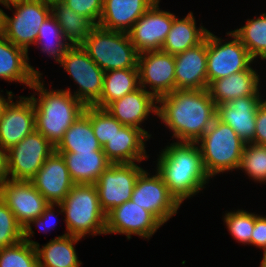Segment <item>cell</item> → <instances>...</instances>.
Segmentation results:
<instances>
[{"label": "cell", "instance_id": "29", "mask_svg": "<svg viewBox=\"0 0 266 267\" xmlns=\"http://www.w3.org/2000/svg\"><path fill=\"white\" fill-rule=\"evenodd\" d=\"M103 150L90 121V106H86L74 123L66 130L63 139L55 147L56 152H94Z\"/></svg>", "mask_w": 266, "mask_h": 267}, {"label": "cell", "instance_id": "27", "mask_svg": "<svg viewBox=\"0 0 266 267\" xmlns=\"http://www.w3.org/2000/svg\"><path fill=\"white\" fill-rule=\"evenodd\" d=\"M81 239L83 238L64 233L46 244L40 245L38 242L35 247L39 267H83L75 246Z\"/></svg>", "mask_w": 266, "mask_h": 267}, {"label": "cell", "instance_id": "45", "mask_svg": "<svg viewBox=\"0 0 266 267\" xmlns=\"http://www.w3.org/2000/svg\"><path fill=\"white\" fill-rule=\"evenodd\" d=\"M22 1H25V0H0V4L3 7H8L10 5H13L15 3H19V2H22Z\"/></svg>", "mask_w": 266, "mask_h": 267}, {"label": "cell", "instance_id": "35", "mask_svg": "<svg viewBox=\"0 0 266 267\" xmlns=\"http://www.w3.org/2000/svg\"><path fill=\"white\" fill-rule=\"evenodd\" d=\"M240 170L252 182L266 185V146L246 143L238 168Z\"/></svg>", "mask_w": 266, "mask_h": 267}, {"label": "cell", "instance_id": "1", "mask_svg": "<svg viewBox=\"0 0 266 267\" xmlns=\"http://www.w3.org/2000/svg\"><path fill=\"white\" fill-rule=\"evenodd\" d=\"M156 118L170 132L173 142L196 143L216 118V104L208 89H175L158 99Z\"/></svg>", "mask_w": 266, "mask_h": 267}, {"label": "cell", "instance_id": "17", "mask_svg": "<svg viewBox=\"0 0 266 267\" xmlns=\"http://www.w3.org/2000/svg\"><path fill=\"white\" fill-rule=\"evenodd\" d=\"M0 198L13 212L16 221L24 229L39 217L49 205L31 181L5 179L0 184Z\"/></svg>", "mask_w": 266, "mask_h": 267}, {"label": "cell", "instance_id": "14", "mask_svg": "<svg viewBox=\"0 0 266 267\" xmlns=\"http://www.w3.org/2000/svg\"><path fill=\"white\" fill-rule=\"evenodd\" d=\"M14 95L3 104L0 112V145L6 151L36 130L32 99L30 96Z\"/></svg>", "mask_w": 266, "mask_h": 267}, {"label": "cell", "instance_id": "9", "mask_svg": "<svg viewBox=\"0 0 266 267\" xmlns=\"http://www.w3.org/2000/svg\"><path fill=\"white\" fill-rule=\"evenodd\" d=\"M12 11L2 13V35L18 47L29 52L35 45L39 28L51 15V7L41 0H25L5 7Z\"/></svg>", "mask_w": 266, "mask_h": 267}, {"label": "cell", "instance_id": "24", "mask_svg": "<svg viewBox=\"0 0 266 267\" xmlns=\"http://www.w3.org/2000/svg\"><path fill=\"white\" fill-rule=\"evenodd\" d=\"M30 63L29 53L0 34V80L29 87L37 77H43Z\"/></svg>", "mask_w": 266, "mask_h": 267}, {"label": "cell", "instance_id": "4", "mask_svg": "<svg viewBox=\"0 0 266 267\" xmlns=\"http://www.w3.org/2000/svg\"><path fill=\"white\" fill-rule=\"evenodd\" d=\"M63 211L65 233L80 238L105 234L106 214L93 184H74L59 204Z\"/></svg>", "mask_w": 266, "mask_h": 267}, {"label": "cell", "instance_id": "26", "mask_svg": "<svg viewBox=\"0 0 266 267\" xmlns=\"http://www.w3.org/2000/svg\"><path fill=\"white\" fill-rule=\"evenodd\" d=\"M193 14L192 11H189L186 16L178 18L179 16L173 13V23L161 51L176 55L199 45L205 40L210 30L204 27L202 21L197 26Z\"/></svg>", "mask_w": 266, "mask_h": 267}, {"label": "cell", "instance_id": "38", "mask_svg": "<svg viewBox=\"0 0 266 267\" xmlns=\"http://www.w3.org/2000/svg\"><path fill=\"white\" fill-rule=\"evenodd\" d=\"M23 240V228L18 224L13 212L0 198V250Z\"/></svg>", "mask_w": 266, "mask_h": 267}, {"label": "cell", "instance_id": "16", "mask_svg": "<svg viewBox=\"0 0 266 267\" xmlns=\"http://www.w3.org/2000/svg\"><path fill=\"white\" fill-rule=\"evenodd\" d=\"M157 0L132 26L128 32L138 53L161 51L173 23V12L160 8Z\"/></svg>", "mask_w": 266, "mask_h": 267}, {"label": "cell", "instance_id": "44", "mask_svg": "<svg viewBox=\"0 0 266 267\" xmlns=\"http://www.w3.org/2000/svg\"><path fill=\"white\" fill-rule=\"evenodd\" d=\"M6 91L5 95H4V92ZM0 90V112H1V109L3 107V104L8 100V98L13 94V92L10 90ZM3 94H2V93Z\"/></svg>", "mask_w": 266, "mask_h": 267}, {"label": "cell", "instance_id": "15", "mask_svg": "<svg viewBox=\"0 0 266 267\" xmlns=\"http://www.w3.org/2000/svg\"><path fill=\"white\" fill-rule=\"evenodd\" d=\"M139 86L157 100L175 90V56L163 51H147L138 56Z\"/></svg>", "mask_w": 266, "mask_h": 267}, {"label": "cell", "instance_id": "20", "mask_svg": "<svg viewBox=\"0 0 266 267\" xmlns=\"http://www.w3.org/2000/svg\"><path fill=\"white\" fill-rule=\"evenodd\" d=\"M259 71V72H258ZM262 71L252 65L249 69L212 81L208 85L210 97L216 105L225 104L239 97L266 95ZM263 87V88H262ZM264 92V93H262Z\"/></svg>", "mask_w": 266, "mask_h": 267}, {"label": "cell", "instance_id": "12", "mask_svg": "<svg viewBox=\"0 0 266 267\" xmlns=\"http://www.w3.org/2000/svg\"><path fill=\"white\" fill-rule=\"evenodd\" d=\"M142 163L110 164L94 184L101 208L107 214L131 200L138 175L145 169Z\"/></svg>", "mask_w": 266, "mask_h": 267}, {"label": "cell", "instance_id": "37", "mask_svg": "<svg viewBox=\"0 0 266 267\" xmlns=\"http://www.w3.org/2000/svg\"><path fill=\"white\" fill-rule=\"evenodd\" d=\"M90 121L93 132L103 147L124 125L106 109L90 106Z\"/></svg>", "mask_w": 266, "mask_h": 267}, {"label": "cell", "instance_id": "8", "mask_svg": "<svg viewBox=\"0 0 266 267\" xmlns=\"http://www.w3.org/2000/svg\"><path fill=\"white\" fill-rule=\"evenodd\" d=\"M225 35L227 38L223 39L211 31L207 34L208 85L214 80L245 71L257 63L231 30Z\"/></svg>", "mask_w": 266, "mask_h": 267}, {"label": "cell", "instance_id": "11", "mask_svg": "<svg viewBox=\"0 0 266 267\" xmlns=\"http://www.w3.org/2000/svg\"><path fill=\"white\" fill-rule=\"evenodd\" d=\"M153 170L151 173L145 168L138 175L131 200L151 212L164 225L178 214L182 206L169 192L161 176Z\"/></svg>", "mask_w": 266, "mask_h": 267}, {"label": "cell", "instance_id": "34", "mask_svg": "<svg viewBox=\"0 0 266 267\" xmlns=\"http://www.w3.org/2000/svg\"><path fill=\"white\" fill-rule=\"evenodd\" d=\"M223 225L229 235L241 245L251 246V234L255 226V212L246 209L225 211L222 214Z\"/></svg>", "mask_w": 266, "mask_h": 267}, {"label": "cell", "instance_id": "41", "mask_svg": "<svg viewBox=\"0 0 266 267\" xmlns=\"http://www.w3.org/2000/svg\"><path fill=\"white\" fill-rule=\"evenodd\" d=\"M251 246L261 249L262 253L266 252V215L255 212V226L251 234Z\"/></svg>", "mask_w": 266, "mask_h": 267}, {"label": "cell", "instance_id": "22", "mask_svg": "<svg viewBox=\"0 0 266 267\" xmlns=\"http://www.w3.org/2000/svg\"><path fill=\"white\" fill-rule=\"evenodd\" d=\"M175 56V89L202 90L208 88L207 36L199 45Z\"/></svg>", "mask_w": 266, "mask_h": 267}, {"label": "cell", "instance_id": "43", "mask_svg": "<svg viewBox=\"0 0 266 267\" xmlns=\"http://www.w3.org/2000/svg\"><path fill=\"white\" fill-rule=\"evenodd\" d=\"M7 178V151L0 145V184Z\"/></svg>", "mask_w": 266, "mask_h": 267}, {"label": "cell", "instance_id": "19", "mask_svg": "<svg viewBox=\"0 0 266 267\" xmlns=\"http://www.w3.org/2000/svg\"><path fill=\"white\" fill-rule=\"evenodd\" d=\"M31 182L49 204H60L74 186L64 158L56 151L46 159Z\"/></svg>", "mask_w": 266, "mask_h": 267}, {"label": "cell", "instance_id": "40", "mask_svg": "<svg viewBox=\"0 0 266 267\" xmlns=\"http://www.w3.org/2000/svg\"><path fill=\"white\" fill-rule=\"evenodd\" d=\"M63 3L98 25L103 11V0H64Z\"/></svg>", "mask_w": 266, "mask_h": 267}, {"label": "cell", "instance_id": "13", "mask_svg": "<svg viewBox=\"0 0 266 267\" xmlns=\"http://www.w3.org/2000/svg\"><path fill=\"white\" fill-rule=\"evenodd\" d=\"M163 226L151 212L129 200L106 214L105 234L125 235L127 240L138 236L149 241Z\"/></svg>", "mask_w": 266, "mask_h": 267}, {"label": "cell", "instance_id": "48", "mask_svg": "<svg viewBox=\"0 0 266 267\" xmlns=\"http://www.w3.org/2000/svg\"><path fill=\"white\" fill-rule=\"evenodd\" d=\"M2 13L3 9L0 7V34L2 33Z\"/></svg>", "mask_w": 266, "mask_h": 267}, {"label": "cell", "instance_id": "18", "mask_svg": "<svg viewBox=\"0 0 266 267\" xmlns=\"http://www.w3.org/2000/svg\"><path fill=\"white\" fill-rule=\"evenodd\" d=\"M105 109L124 126L136 127L153 138L143 126L150 116H157L158 100L142 87L111 102Z\"/></svg>", "mask_w": 266, "mask_h": 267}, {"label": "cell", "instance_id": "32", "mask_svg": "<svg viewBox=\"0 0 266 267\" xmlns=\"http://www.w3.org/2000/svg\"><path fill=\"white\" fill-rule=\"evenodd\" d=\"M246 19L245 24L232 32L240 39L251 57L266 63V12Z\"/></svg>", "mask_w": 266, "mask_h": 267}, {"label": "cell", "instance_id": "2", "mask_svg": "<svg viewBox=\"0 0 266 267\" xmlns=\"http://www.w3.org/2000/svg\"><path fill=\"white\" fill-rule=\"evenodd\" d=\"M168 144V145H167ZM158 152L153 166L167 185L169 192L182 205L205 188L211 178L206 173L197 143L171 142Z\"/></svg>", "mask_w": 266, "mask_h": 267}, {"label": "cell", "instance_id": "21", "mask_svg": "<svg viewBox=\"0 0 266 267\" xmlns=\"http://www.w3.org/2000/svg\"><path fill=\"white\" fill-rule=\"evenodd\" d=\"M264 98L265 95L244 96L216 105V118L229 125L245 143H254L256 111Z\"/></svg>", "mask_w": 266, "mask_h": 267}, {"label": "cell", "instance_id": "25", "mask_svg": "<svg viewBox=\"0 0 266 267\" xmlns=\"http://www.w3.org/2000/svg\"><path fill=\"white\" fill-rule=\"evenodd\" d=\"M157 0H103L98 26L106 30L128 33L133 24Z\"/></svg>", "mask_w": 266, "mask_h": 267}, {"label": "cell", "instance_id": "5", "mask_svg": "<svg viewBox=\"0 0 266 267\" xmlns=\"http://www.w3.org/2000/svg\"><path fill=\"white\" fill-rule=\"evenodd\" d=\"M199 145L206 173L214 180L223 173L238 171L246 143L227 124L217 118L196 142Z\"/></svg>", "mask_w": 266, "mask_h": 267}, {"label": "cell", "instance_id": "42", "mask_svg": "<svg viewBox=\"0 0 266 267\" xmlns=\"http://www.w3.org/2000/svg\"><path fill=\"white\" fill-rule=\"evenodd\" d=\"M254 144L266 146V98L256 111Z\"/></svg>", "mask_w": 266, "mask_h": 267}, {"label": "cell", "instance_id": "3", "mask_svg": "<svg viewBox=\"0 0 266 267\" xmlns=\"http://www.w3.org/2000/svg\"><path fill=\"white\" fill-rule=\"evenodd\" d=\"M44 82L43 77H37L29 88L34 92L29 95L34 104L36 131L56 147L86 106L69 91Z\"/></svg>", "mask_w": 266, "mask_h": 267}, {"label": "cell", "instance_id": "33", "mask_svg": "<svg viewBox=\"0 0 266 267\" xmlns=\"http://www.w3.org/2000/svg\"><path fill=\"white\" fill-rule=\"evenodd\" d=\"M34 46L58 64L61 62V58L66 50L70 47L60 25L52 15L40 26Z\"/></svg>", "mask_w": 266, "mask_h": 267}, {"label": "cell", "instance_id": "30", "mask_svg": "<svg viewBox=\"0 0 266 267\" xmlns=\"http://www.w3.org/2000/svg\"><path fill=\"white\" fill-rule=\"evenodd\" d=\"M139 87L138 68L106 71L102 95L93 106L105 109L111 102L134 92Z\"/></svg>", "mask_w": 266, "mask_h": 267}, {"label": "cell", "instance_id": "7", "mask_svg": "<svg viewBox=\"0 0 266 267\" xmlns=\"http://www.w3.org/2000/svg\"><path fill=\"white\" fill-rule=\"evenodd\" d=\"M59 66L76 85L63 88L85 106H93L102 95L104 71L89 57L82 46H70L61 58ZM76 89V90H75Z\"/></svg>", "mask_w": 266, "mask_h": 267}, {"label": "cell", "instance_id": "36", "mask_svg": "<svg viewBox=\"0 0 266 267\" xmlns=\"http://www.w3.org/2000/svg\"><path fill=\"white\" fill-rule=\"evenodd\" d=\"M0 267H39L36 247L22 240L1 249Z\"/></svg>", "mask_w": 266, "mask_h": 267}, {"label": "cell", "instance_id": "28", "mask_svg": "<svg viewBox=\"0 0 266 267\" xmlns=\"http://www.w3.org/2000/svg\"><path fill=\"white\" fill-rule=\"evenodd\" d=\"M62 155L74 184H95L111 164L103 150L94 152H57Z\"/></svg>", "mask_w": 266, "mask_h": 267}, {"label": "cell", "instance_id": "46", "mask_svg": "<svg viewBox=\"0 0 266 267\" xmlns=\"http://www.w3.org/2000/svg\"><path fill=\"white\" fill-rule=\"evenodd\" d=\"M45 5L52 7L56 4L64 2V0H41Z\"/></svg>", "mask_w": 266, "mask_h": 267}, {"label": "cell", "instance_id": "39", "mask_svg": "<svg viewBox=\"0 0 266 267\" xmlns=\"http://www.w3.org/2000/svg\"><path fill=\"white\" fill-rule=\"evenodd\" d=\"M59 214L63 215L61 206L59 204H49L39 217L33 219L23 229V240L35 246L38 242L32 239L35 236V232L33 230L34 226H36L40 232L47 235L46 233L49 231L51 232V230L57 229L56 224L58 222Z\"/></svg>", "mask_w": 266, "mask_h": 267}, {"label": "cell", "instance_id": "23", "mask_svg": "<svg viewBox=\"0 0 266 267\" xmlns=\"http://www.w3.org/2000/svg\"><path fill=\"white\" fill-rule=\"evenodd\" d=\"M149 140L151 139L142 130L123 126L102 149L111 164L143 163L150 161V155L146 150Z\"/></svg>", "mask_w": 266, "mask_h": 267}, {"label": "cell", "instance_id": "31", "mask_svg": "<svg viewBox=\"0 0 266 267\" xmlns=\"http://www.w3.org/2000/svg\"><path fill=\"white\" fill-rule=\"evenodd\" d=\"M51 15L60 25L70 46H81L96 27L90 19L76 13L63 2L51 7Z\"/></svg>", "mask_w": 266, "mask_h": 267}, {"label": "cell", "instance_id": "10", "mask_svg": "<svg viewBox=\"0 0 266 267\" xmlns=\"http://www.w3.org/2000/svg\"><path fill=\"white\" fill-rule=\"evenodd\" d=\"M55 147L36 130L7 150V179L31 181Z\"/></svg>", "mask_w": 266, "mask_h": 267}, {"label": "cell", "instance_id": "6", "mask_svg": "<svg viewBox=\"0 0 266 267\" xmlns=\"http://www.w3.org/2000/svg\"><path fill=\"white\" fill-rule=\"evenodd\" d=\"M81 46L104 72L137 68L139 53L128 33L106 30L97 25Z\"/></svg>", "mask_w": 266, "mask_h": 267}, {"label": "cell", "instance_id": "47", "mask_svg": "<svg viewBox=\"0 0 266 267\" xmlns=\"http://www.w3.org/2000/svg\"><path fill=\"white\" fill-rule=\"evenodd\" d=\"M263 256L261 258V262L259 264V267H266V252L262 253Z\"/></svg>", "mask_w": 266, "mask_h": 267}]
</instances>
